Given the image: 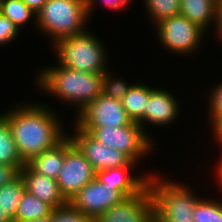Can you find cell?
Masks as SVG:
<instances>
[{
    "label": "cell",
    "mask_w": 222,
    "mask_h": 222,
    "mask_svg": "<svg viewBox=\"0 0 222 222\" xmlns=\"http://www.w3.org/2000/svg\"><path fill=\"white\" fill-rule=\"evenodd\" d=\"M162 173L154 171L148 177L147 185L154 202L153 221L193 222L192 213L202 194L194 191L196 186L192 188Z\"/></svg>",
    "instance_id": "cell-3"
},
{
    "label": "cell",
    "mask_w": 222,
    "mask_h": 222,
    "mask_svg": "<svg viewBox=\"0 0 222 222\" xmlns=\"http://www.w3.org/2000/svg\"><path fill=\"white\" fill-rule=\"evenodd\" d=\"M180 15L207 33L211 30L214 32L218 15L217 0H180Z\"/></svg>",
    "instance_id": "cell-16"
},
{
    "label": "cell",
    "mask_w": 222,
    "mask_h": 222,
    "mask_svg": "<svg viewBox=\"0 0 222 222\" xmlns=\"http://www.w3.org/2000/svg\"><path fill=\"white\" fill-rule=\"evenodd\" d=\"M124 198L126 197L120 191L107 189L103 183L95 178L86 184L68 203L91 221H95L102 213L120 203Z\"/></svg>",
    "instance_id": "cell-12"
},
{
    "label": "cell",
    "mask_w": 222,
    "mask_h": 222,
    "mask_svg": "<svg viewBox=\"0 0 222 222\" xmlns=\"http://www.w3.org/2000/svg\"><path fill=\"white\" fill-rule=\"evenodd\" d=\"M71 125L73 127H71ZM67 132L73 144L90 162L94 170L100 171L118 167H140L125 153L100 143L89 132L80 129L74 122Z\"/></svg>",
    "instance_id": "cell-8"
},
{
    "label": "cell",
    "mask_w": 222,
    "mask_h": 222,
    "mask_svg": "<svg viewBox=\"0 0 222 222\" xmlns=\"http://www.w3.org/2000/svg\"><path fill=\"white\" fill-rule=\"evenodd\" d=\"M135 168L138 169L139 167H118L100 170L96 172V179L103 183L107 189L118 190L125 197L133 196L147 185L149 175L154 173L145 171L142 174H138V172L136 174Z\"/></svg>",
    "instance_id": "cell-14"
},
{
    "label": "cell",
    "mask_w": 222,
    "mask_h": 222,
    "mask_svg": "<svg viewBox=\"0 0 222 222\" xmlns=\"http://www.w3.org/2000/svg\"><path fill=\"white\" fill-rule=\"evenodd\" d=\"M12 222H51V216L37 218L33 220H12Z\"/></svg>",
    "instance_id": "cell-35"
},
{
    "label": "cell",
    "mask_w": 222,
    "mask_h": 222,
    "mask_svg": "<svg viewBox=\"0 0 222 222\" xmlns=\"http://www.w3.org/2000/svg\"><path fill=\"white\" fill-rule=\"evenodd\" d=\"M80 129L89 132L100 143L125 153L139 166L145 158L153 155L155 145L157 146L144 129L133 121L122 127L105 126Z\"/></svg>",
    "instance_id": "cell-7"
},
{
    "label": "cell",
    "mask_w": 222,
    "mask_h": 222,
    "mask_svg": "<svg viewBox=\"0 0 222 222\" xmlns=\"http://www.w3.org/2000/svg\"><path fill=\"white\" fill-rule=\"evenodd\" d=\"M152 30L155 31L157 43L159 42L167 53L169 51L168 54H176L175 57L182 55L190 58L189 56L195 57V54H200L199 49L204 48L203 45L207 43L205 40H208L209 35L182 15L164 19Z\"/></svg>",
    "instance_id": "cell-6"
},
{
    "label": "cell",
    "mask_w": 222,
    "mask_h": 222,
    "mask_svg": "<svg viewBox=\"0 0 222 222\" xmlns=\"http://www.w3.org/2000/svg\"><path fill=\"white\" fill-rule=\"evenodd\" d=\"M218 9V15H217V25L214 33H216L217 40L220 42L222 41V8H217ZM222 45V42H221Z\"/></svg>",
    "instance_id": "cell-34"
},
{
    "label": "cell",
    "mask_w": 222,
    "mask_h": 222,
    "mask_svg": "<svg viewBox=\"0 0 222 222\" xmlns=\"http://www.w3.org/2000/svg\"><path fill=\"white\" fill-rule=\"evenodd\" d=\"M0 222H12L10 217L0 208Z\"/></svg>",
    "instance_id": "cell-36"
},
{
    "label": "cell",
    "mask_w": 222,
    "mask_h": 222,
    "mask_svg": "<svg viewBox=\"0 0 222 222\" xmlns=\"http://www.w3.org/2000/svg\"><path fill=\"white\" fill-rule=\"evenodd\" d=\"M51 222H91V220L68 203L54 209Z\"/></svg>",
    "instance_id": "cell-27"
},
{
    "label": "cell",
    "mask_w": 222,
    "mask_h": 222,
    "mask_svg": "<svg viewBox=\"0 0 222 222\" xmlns=\"http://www.w3.org/2000/svg\"><path fill=\"white\" fill-rule=\"evenodd\" d=\"M133 83L127 93L122 97L121 102L128 117L139 125L144 121V113L147 105V98L150 94V85L147 82Z\"/></svg>",
    "instance_id": "cell-18"
},
{
    "label": "cell",
    "mask_w": 222,
    "mask_h": 222,
    "mask_svg": "<svg viewBox=\"0 0 222 222\" xmlns=\"http://www.w3.org/2000/svg\"><path fill=\"white\" fill-rule=\"evenodd\" d=\"M30 100L18 101L10 109L0 111L10 125L19 156L25 164L59 143L67 135L68 128L55 108Z\"/></svg>",
    "instance_id": "cell-1"
},
{
    "label": "cell",
    "mask_w": 222,
    "mask_h": 222,
    "mask_svg": "<svg viewBox=\"0 0 222 222\" xmlns=\"http://www.w3.org/2000/svg\"><path fill=\"white\" fill-rule=\"evenodd\" d=\"M20 175L24 180L26 191L34 197L54 209L68 204L55 179L34 172L27 164L21 168Z\"/></svg>",
    "instance_id": "cell-15"
},
{
    "label": "cell",
    "mask_w": 222,
    "mask_h": 222,
    "mask_svg": "<svg viewBox=\"0 0 222 222\" xmlns=\"http://www.w3.org/2000/svg\"><path fill=\"white\" fill-rule=\"evenodd\" d=\"M222 150V149H220ZM222 151L220 152V154H218L221 158H218V162H217V165L214 166V175L213 176H216L215 179H216V185L219 186L220 189H222ZM216 167V168H215ZM216 172V173H215ZM222 193V192H221Z\"/></svg>",
    "instance_id": "cell-33"
},
{
    "label": "cell",
    "mask_w": 222,
    "mask_h": 222,
    "mask_svg": "<svg viewBox=\"0 0 222 222\" xmlns=\"http://www.w3.org/2000/svg\"><path fill=\"white\" fill-rule=\"evenodd\" d=\"M216 82L217 84L212 86L210 85L211 88H209V91L205 90L204 94V96L207 94V102L205 101V105L207 103L206 109L208 111V116L205 121H208V126L211 125L218 117L222 116V80L220 79Z\"/></svg>",
    "instance_id": "cell-26"
},
{
    "label": "cell",
    "mask_w": 222,
    "mask_h": 222,
    "mask_svg": "<svg viewBox=\"0 0 222 222\" xmlns=\"http://www.w3.org/2000/svg\"><path fill=\"white\" fill-rule=\"evenodd\" d=\"M113 73L110 68L103 73L102 93L105 96L121 100L133 83L132 80L128 82L124 77L116 76Z\"/></svg>",
    "instance_id": "cell-25"
},
{
    "label": "cell",
    "mask_w": 222,
    "mask_h": 222,
    "mask_svg": "<svg viewBox=\"0 0 222 222\" xmlns=\"http://www.w3.org/2000/svg\"><path fill=\"white\" fill-rule=\"evenodd\" d=\"M72 121L79 128L122 127L132 122L121 100L103 93L75 115Z\"/></svg>",
    "instance_id": "cell-10"
},
{
    "label": "cell",
    "mask_w": 222,
    "mask_h": 222,
    "mask_svg": "<svg viewBox=\"0 0 222 222\" xmlns=\"http://www.w3.org/2000/svg\"><path fill=\"white\" fill-rule=\"evenodd\" d=\"M89 23L87 0H47L37 14L36 32L47 36L52 46L58 40L86 31Z\"/></svg>",
    "instance_id": "cell-5"
},
{
    "label": "cell",
    "mask_w": 222,
    "mask_h": 222,
    "mask_svg": "<svg viewBox=\"0 0 222 222\" xmlns=\"http://www.w3.org/2000/svg\"><path fill=\"white\" fill-rule=\"evenodd\" d=\"M217 8H222V0H217Z\"/></svg>",
    "instance_id": "cell-37"
},
{
    "label": "cell",
    "mask_w": 222,
    "mask_h": 222,
    "mask_svg": "<svg viewBox=\"0 0 222 222\" xmlns=\"http://www.w3.org/2000/svg\"><path fill=\"white\" fill-rule=\"evenodd\" d=\"M142 3L153 28L164 19L180 15V0H143Z\"/></svg>",
    "instance_id": "cell-23"
},
{
    "label": "cell",
    "mask_w": 222,
    "mask_h": 222,
    "mask_svg": "<svg viewBox=\"0 0 222 222\" xmlns=\"http://www.w3.org/2000/svg\"><path fill=\"white\" fill-rule=\"evenodd\" d=\"M37 15L47 0H21Z\"/></svg>",
    "instance_id": "cell-32"
},
{
    "label": "cell",
    "mask_w": 222,
    "mask_h": 222,
    "mask_svg": "<svg viewBox=\"0 0 222 222\" xmlns=\"http://www.w3.org/2000/svg\"><path fill=\"white\" fill-rule=\"evenodd\" d=\"M95 178L96 171L67 134L65 136V157L56 179L62 195L69 202Z\"/></svg>",
    "instance_id": "cell-9"
},
{
    "label": "cell",
    "mask_w": 222,
    "mask_h": 222,
    "mask_svg": "<svg viewBox=\"0 0 222 222\" xmlns=\"http://www.w3.org/2000/svg\"><path fill=\"white\" fill-rule=\"evenodd\" d=\"M25 191V183L20 174L11 182L0 187V208L11 220L17 213L19 202Z\"/></svg>",
    "instance_id": "cell-20"
},
{
    "label": "cell",
    "mask_w": 222,
    "mask_h": 222,
    "mask_svg": "<svg viewBox=\"0 0 222 222\" xmlns=\"http://www.w3.org/2000/svg\"><path fill=\"white\" fill-rule=\"evenodd\" d=\"M55 64L35 69L34 86L41 94L45 92L57 102L59 99L65 108L73 106L76 115L102 94L103 73H86Z\"/></svg>",
    "instance_id": "cell-2"
},
{
    "label": "cell",
    "mask_w": 222,
    "mask_h": 222,
    "mask_svg": "<svg viewBox=\"0 0 222 222\" xmlns=\"http://www.w3.org/2000/svg\"><path fill=\"white\" fill-rule=\"evenodd\" d=\"M154 202L148 185L102 213L95 222H153Z\"/></svg>",
    "instance_id": "cell-13"
},
{
    "label": "cell",
    "mask_w": 222,
    "mask_h": 222,
    "mask_svg": "<svg viewBox=\"0 0 222 222\" xmlns=\"http://www.w3.org/2000/svg\"><path fill=\"white\" fill-rule=\"evenodd\" d=\"M131 2H134V1H131V0H87V10H88L89 18L91 20V18L94 15V12H96L98 10L97 8L100 4H102L101 7L104 6L106 9L109 8L108 10H111L112 13L114 11L116 13H118L123 10L126 11L127 8L129 9V7H130L129 4Z\"/></svg>",
    "instance_id": "cell-28"
},
{
    "label": "cell",
    "mask_w": 222,
    "mask_h": 222,
    "mask_svg": "<svg viewBox=\"0 0 222 222\" xmlns=\"http://www.w3.org/2000/svg\"><path fill=\"white\" fill-rule=\"evenodd\" d=\"M65 157V137L54 147L33 157L26 164L36 173L57 179Z\"/></svg>",
    "instance_id": "cell-17"
},
{
    "label": "cell",
    "mask_w": 222,
    "mask_h": 222,
    "mask_svg": "<svg viewBox=\"0 0 222 222\" xmlns=\"http://www.w3.org/2000/svg\"><path fill=\"white\" fill-rule=\"evenodd\" d=\"M150 85V94L147 98V105L144 113V121L140 126L144 129L146 134L155 142L156 136L149 134V127L153 126L156 128H165L173 125L181 117V105L180 98L176 97V94L169 91L166 88L158 87V85ZM178 98V99H177ZM180 114V115H179ZM148 127V128H147ZM148 130V131H147ZM153 136V137H152ZM155 140H154V139Z\"/></svg>",
    "instance_id": "cell-11"
},
{
    "label": "cell",
    "mask_w": 222,
    "mask_h": 222,
    "mask_svg": "<svg viewBox=\"0 0 222 222\" xmlns=\"http://www.w3.org/2000/svg\"><path fill=\"white\" fill-rule=\"evenodd\" d=\"M153 222H171V221H153Z\"/></svg>",
    "instance_id": "cell-38"
},
{
    "label": "cell",
    "mask_w": 222,
    "mask_h": 222,
    "mask_svg": "<svg viewBox=\"0 0 222 222\" xmlns=\"http://www.w3.org/2000/svg\"><path fill=\"white\" fill-rule=\"evenodd\" d=\"M0 13L14 23L20 31L24 26L28 27L29 22L36 31L37 15L21 0H1Z\"/></svg>",
    "instance_id": "cell-21"
},
{
    "label": "cell",
    "mask_w": 222,
    "mask_h": 222,
    "mask_svg": "<svg viewBox=\"0 0 222 222\" xmlns=\"http://www.w3.org/2000/svg\"><path fill=\"white\" fill-rule=\"evenodd\" d=\"M205 196L201 197L194 207L193 222H222V198L211 197V194Z\"/></svg>",
    "instance_id": "cell-24"
},
{
    "label": "cell",
    "mask_w": 222,
    "mask_h": 222,
    "mask_svg": "<svg viewBox=\"0 0 222 222\" xmlns=\"http://www.w3.org/2000/svg\"><path fill=\"white\" fill-rule=\"evenodd\" d=\"M96 35L88 28L80 34L56 41L50 49L52 52L55 51V62L86 73L106 72L110 68V54L105 47L106 43L104 44Z\"/></svg>",
    "instance_id": "cell-4"
},
{
    "label": "cell",
    "mask_w": 222,
    "mask_h": 222,
    "mask_svg": "<svg viewBox=\"0 0 222 222\" xmlns=\"http://www.w3.org/2000/svg\"><path fill=\"white\" fill-rule=\"evenodd\" d=\"M0 164L12 165L19 170L25 165L19 156L7 119L0 113Z\"/></svg>",
    "instance_id": "cell-19"
},
{
    "label": "cell",
    "mask_w": 222,
    "mask_h": 222,
    "mask_svg": "<svg viewBox=\"0 0 222 222\" xmlns=\"http://www.w3.org/2000/svg\"><path fill=\"white\" fill-rule=\"evenodd\" d=\"M20 174V170L12 165L0 164V187L11 182Z\"/></svg>",
    "instance_id": "cell-30"
},
{
    "label": "cell",
    "mask_w": 222,
    "mask_h": 222,
    "mask_svg": "<svg viewBox=\"0 0 222 222\" xmlns=\"http://www.w3.org/2000/svg\"><path fill=\"white\" fill-rule=\"evenodd\" d=\"M22 33L17 26L0 13V47L8 46Z\"/></svg>",
    "instance_id": "cell-29"
},
{
    "label": "cell",
    "mask_w": 222,
    "mask_h": 222,
    "mask_svg": "<svg viewBox=\"0 0 222 222\" xmlns=\"http://www.w3.org/2000/svg\"><path fill=\"white\" fill-rule=\"evenodd\" d=\"M54 208L25 191L13 220H33L52 216Z\"/></svg>",
    "instance_id": "cell-22"
},
{
    "label": "cell",
    "mask_w": 222,
    "mask_h": 222,
    "mask_svg": "<svg viewBox=\"0 0 222 222\" xmlns=\"http://www.w3.org/2000/svg\"><path fill=\"white\" fill-rule=\"evenodd\" d=\"M209 132H211V135L213 137V142L219 146L218 149H222V116L218 117L210 126H209Z\"/></svg>",
    "instance_id": "cell-31"
}]
</instances>
